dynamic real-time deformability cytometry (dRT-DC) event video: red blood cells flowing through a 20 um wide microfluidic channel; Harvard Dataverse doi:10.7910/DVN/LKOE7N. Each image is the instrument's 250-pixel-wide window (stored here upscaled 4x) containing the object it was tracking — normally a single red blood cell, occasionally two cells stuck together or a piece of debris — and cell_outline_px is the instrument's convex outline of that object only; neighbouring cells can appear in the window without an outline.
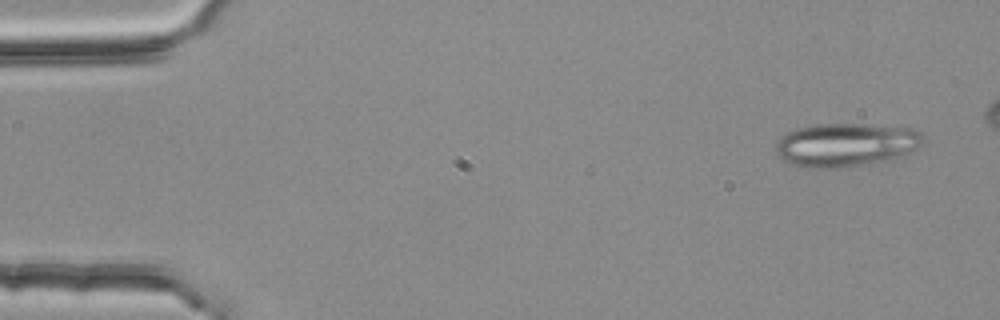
{"species": "common noctule bat (a hibernating species)", "species_latin": "Nyctalus noctula", "temperature_condition": "room temperature", "stored_images_in_passage": 4, "camera_frame_rate_fps": 3000, "um_per_image_px": 0.085, "animal": {"sex": "female", "body_mass_g": 25.1}, "frame": {"image": 1, "passage_image": 4, "time_ms": 1.0, "image_size_px": [1000, 320], "cell_outline_px": [[924, 144], [904, 156], [884, 160], [836, 168], [804, 168], [788, 164], [776, 152], [776, 144], [788, 132], [800, 128], [816, 124], [860, 124], [912, 128], [920, 132], [924, 140]], "centroid_in_image_um": [71.92, 12.31], "position_along_channel_um": 13.1, "area_um2": 37.11}}